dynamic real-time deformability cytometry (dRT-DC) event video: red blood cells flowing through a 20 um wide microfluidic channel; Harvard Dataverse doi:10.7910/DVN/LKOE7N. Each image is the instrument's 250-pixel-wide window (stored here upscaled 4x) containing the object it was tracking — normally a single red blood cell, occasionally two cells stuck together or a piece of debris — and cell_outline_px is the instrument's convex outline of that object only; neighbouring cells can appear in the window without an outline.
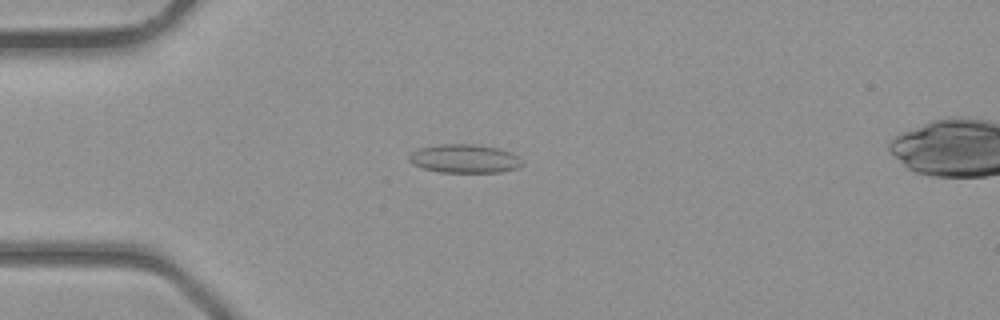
{"species": "common noctule bat (a hibernating species)", "species_latin": "Nyctalus noctula", "temperature_condition": "room temperature", "stored_images_in_passage": 40, "camera_frame_rate_fps": 3000, "um_per_image_px": 0.085, "animal": {"sex": "male", "body_mass_g": 23.1, "forearm_length_mm": 52.7}, "frame": {"image": 1, "passage_image": 11, "time_ms": 3.333, "image_size_px": [1000, 320], "cell_outline_px": [[524, 164], [520, 168], [500, 172], [440, 172], [424, 168], [412, 164], [408, 160], [408, 156], [412, 152], [420, 148], [440, 144], [476, 144], [496, 148], [512, 152], [520, 156], [524, 160]], "centroid_in_image_um": [39.55, 13.49], "position_along_channel_um": 45.5, "area_um2": 19.07}}
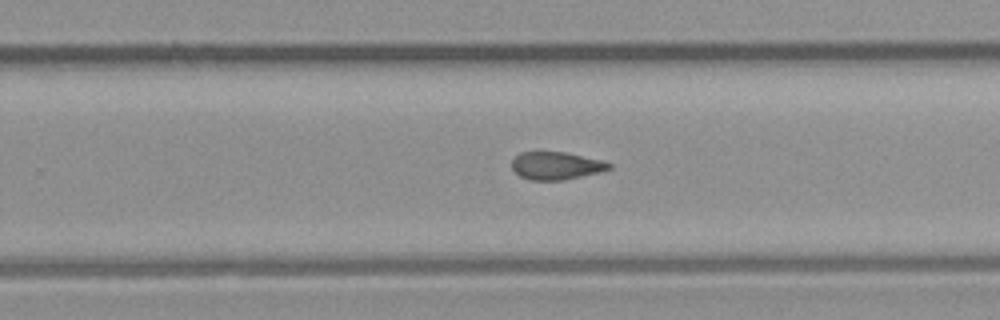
{"frame": {"image": 2, "passage_image": 26, "time_ms": 8.333, "image_size_px": [1000, 320], "cell_outline_px": [[612, 168], [600, 172], [560, 180], [532, 180], [520, 176], [512, 168], [512, 160], [520, 152], [564, 152], [600, 160], [612, 164]], "centroid_in_image_um": [47.26, 14.08], "position_along_channel_um": 282.5, "area_um2": 15.43}}
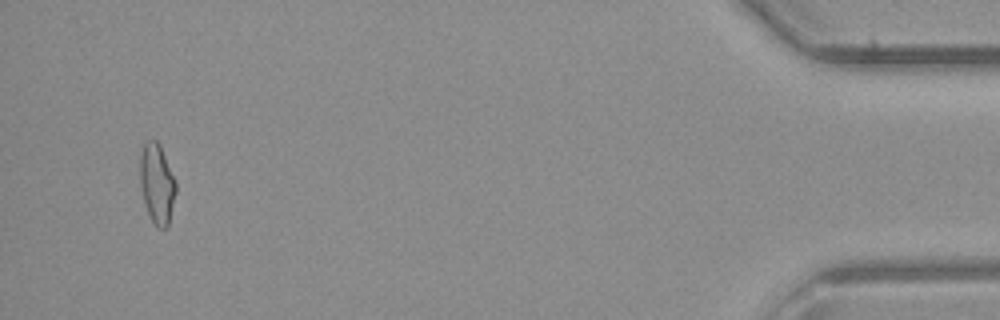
{"frame": {"image": 3, "passage_image": 39, "time_ms": 12.667, "image_size_px": [1000, 320], "cell_outline_px": [[176, 192], [168, 228], [160, 228], [152, 220], [148, 212], [144, 200], [140, 184], [140, 156], [144, 144], [148, 140], [156, 140], [160, 144], [176, 180]], "centroid_in_image_um": [13.36, 15.59], "position_along_channel_um": 421.8, "area_um2": 16.65}}